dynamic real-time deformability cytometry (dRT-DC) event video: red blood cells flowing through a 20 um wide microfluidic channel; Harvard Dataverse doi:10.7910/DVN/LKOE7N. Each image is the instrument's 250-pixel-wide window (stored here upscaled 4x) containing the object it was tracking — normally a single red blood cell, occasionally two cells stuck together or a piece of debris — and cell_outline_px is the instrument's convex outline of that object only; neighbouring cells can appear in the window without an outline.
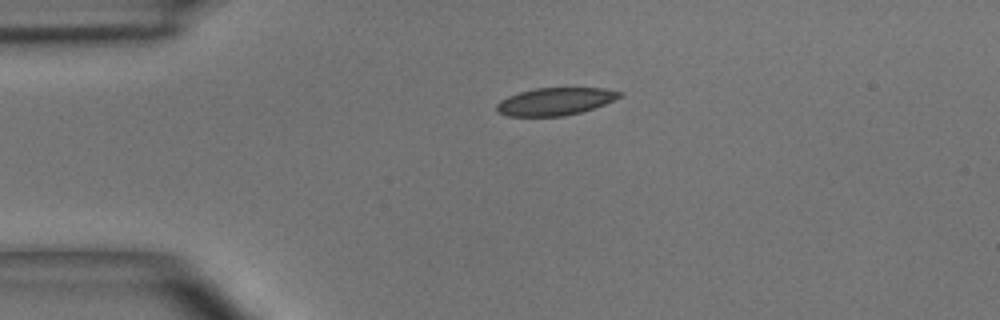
{"species": "common noctule bat (a hibernating species)", "species_latin": "Nyctalus noctula", "temperature_condition": "room temperature", "stored_images_in_passage": 2, "camera_frame_rate_fps": 3000, "um_per_image_px": 0.085, "animal": {"sex": "male", "body_mass_g": 15.6}, "frame": {"image": 1, "passage_image": 2, "time_ms": 1.333, "image_size_px": [1000, 320], "cell_outline_px": [[624, 96], [604, 104], [580, 112], [564, 116], [508, 116], [496, 112], [496, 104], [500, 100], [508, 96], [520, 92], [536, 88], [604, 88], [624, 92]], "centroid_in_image_um": [47.2, 8.62], "position_along_channel_um": 37.8, "area_um2": 19.77}}